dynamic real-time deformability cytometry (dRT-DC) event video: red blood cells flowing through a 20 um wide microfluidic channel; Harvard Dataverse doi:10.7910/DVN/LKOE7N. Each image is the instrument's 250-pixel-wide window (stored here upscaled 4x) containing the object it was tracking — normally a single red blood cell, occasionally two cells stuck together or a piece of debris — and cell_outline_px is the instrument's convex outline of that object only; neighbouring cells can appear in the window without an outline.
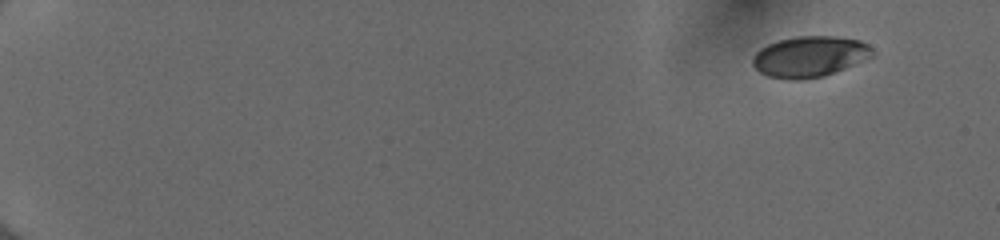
{"species": "human", "species_latin": "Homo sapiens", "temperature_condition": "cold", "stored_images_in_passage": 50, "camera_frame_rate_fps": 3000, "um_per_image_px": 0.085, "donor": {"sex": "female"}, "frame": {"image": 1, "passage_image": 1, "time_ms": 0.0, "image_size_px": [1000, 240], "cell_outline_px": [[876, 52], [872, 56], [844, 68], [824, 76], [804, 80], [788, 80], [768, 76], [760, 72], [752, 64], [752, 56], [760, 48], [776, 40], [796, 36], [836, 36], [860, 40], [868, 44]], "centroid_in_image_um": [68.8, 4.8], "position_along_channel_um": 16.2, "area_um2": 28.73}}
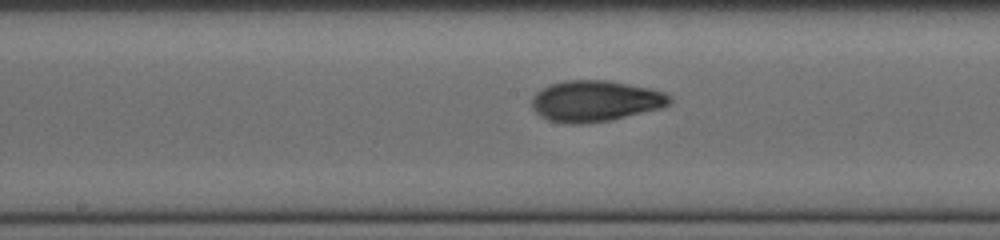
{"frame": {"image": 2, "passage_image": 28, "time_ms": 9.0, "image_size_px": [1000, 240], "cell_outline_px": [[672, 100], [668, 104], [660, 108], [608, 120], [580, 124], [568, 124], [548, 120], [540, 116], [532, 108], [532, 96], [536, 92], [552, 84], [564, 80], [608, 80], [652, 88], [664, 92], [672, 96]], "centroid_in_image_um": [50.59, 8.58], "position_along_channel_um": 197.6, "area_um2": 32.89}}
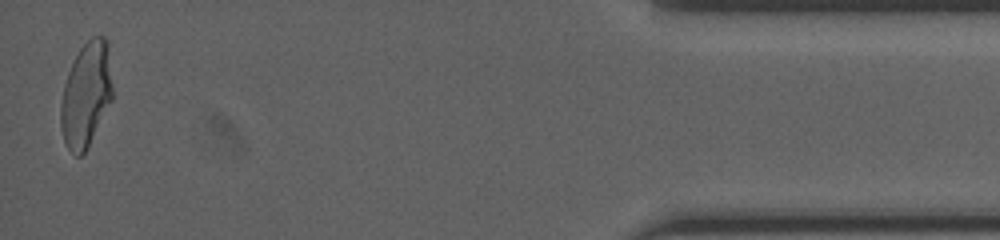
{"frame": {"image": 3, "passage_image": 50, "time_ms": 16.333, "image_size_px": [1000, 240], "cell_outline_px": [[112, 100], [88, 148], [80, 156], [76, 156], [68, 148], [64, 140], [60, 124], [60, 104], [64, 84], [68, 72], [80, 48], [92, 36], [104, 36], [108, 40], [112, 88]], "centroid_in_image_um": [7.32, 8.05], "position_along_channel_um": 427.9, "area_um2": 31.67}, "authors_computed_cell_mechanics": {"area_um2": 31.0097, "velocity_mm_per_s": 4.0138, "shape_relaxation_time_tau1_ms": 3.7478, "shape_relaxation_time_tau2_ms": 1.8482, "deformation_change_tau1": 0.1584, "deformation_change_tau2": 0.0715}}